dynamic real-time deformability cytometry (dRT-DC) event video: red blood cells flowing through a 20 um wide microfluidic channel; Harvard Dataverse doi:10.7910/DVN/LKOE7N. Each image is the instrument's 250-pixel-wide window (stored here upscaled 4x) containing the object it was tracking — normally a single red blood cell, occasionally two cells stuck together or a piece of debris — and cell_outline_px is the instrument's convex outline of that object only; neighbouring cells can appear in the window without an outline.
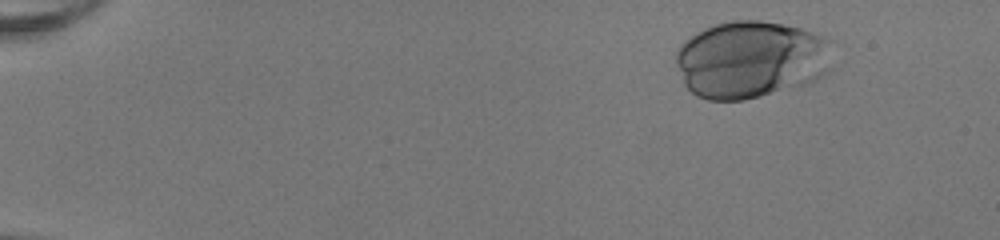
{"species": "human", "species_latin": "Homo sapiens", "temperature_condition": "room temperature", "stored_images_in_passage": 40, "camera_frame_rate_fps": 3000, "um_per_image_px": 0.085, "donor": {"sex": "female"}, "frame": {"image": 1, "passage_image": 1, "time_ms": 0.0, "image_size_px": [1000, 240], "cell_outline_px": [[832, 40], [788, 84], [780, 88], [760, 96], [744, 100], [708, 100], [696, 96], [684, 84], [676, 64], [676, 52], [680, 44], [684, 40], [696, 32], [704, 28], [716, 24], [732, 20], [760, 20], [800, 28], [812, 32]], "centroid_in_image_um": [63.33, 4.97], "position_along_channel_um": 21.7, "area_um2": 64.85}}
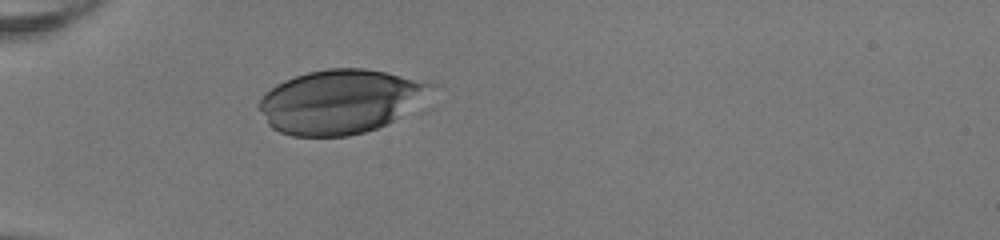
{"frame": {"image": 2, "passage_image": 12, "time_ms": 3.667, "image_size_px": [1000, 240], "cell_outline_px": [[436, 84], [400, 116], [388, 124], [364, 132], [348, 136], [292, 136], [280, 132], [272, 128], [268, 124], [260, 108], [260, 100], [264, 92], [276, 84], [284, 80], [308, 72], [328, 68], [364, 68], [384, 72]], "centroid_in_image_um": [28.84, 8.63], "position_along_channel_um": 56.2, "area_um2": 63.06}}